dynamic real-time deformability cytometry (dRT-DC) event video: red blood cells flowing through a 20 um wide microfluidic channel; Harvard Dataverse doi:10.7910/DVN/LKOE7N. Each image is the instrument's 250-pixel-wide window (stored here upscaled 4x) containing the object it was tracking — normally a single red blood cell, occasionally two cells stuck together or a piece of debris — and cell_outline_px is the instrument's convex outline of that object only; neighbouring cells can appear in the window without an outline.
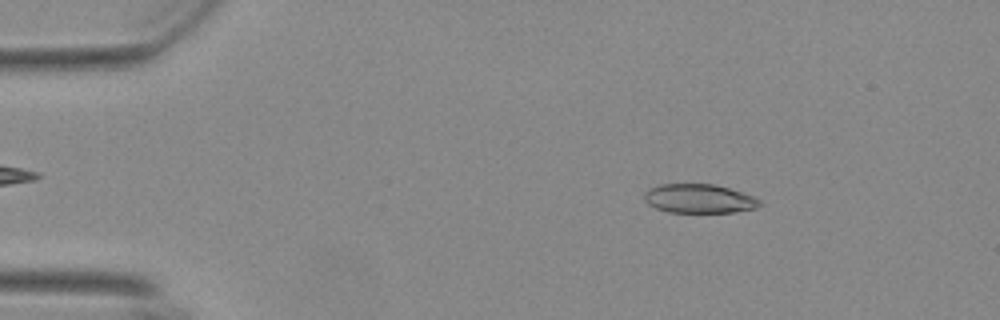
{"species": "Egyptian fruit bat (a non-hibernating species)", "species_latin": "Rousettus aegyptiacus", "temperature_condition": "warm", "stored_images_in_passage": 55, "camera_frame_rate_fps": 3000, "um_per_image_px": 0.085, "animal": {"sex": "female"}, "frame": {"image": 1, "passage_image": 9, "time_ms": 2.667, "image_size_px": [1000, 320], "cell_outline_px": [[760, 204], [756, 208], [732, 212], [668, 212], [656, 208], [648, 204], [644, 200], [644, 192], [648, 188], [660, 184], [712, 184], [728, 188], [752, 196], [760, 200]], "centroid_in_image_um": [59.36, 16.88], "position_along_channel_um": 25.6, "area_um2": 19.36}}
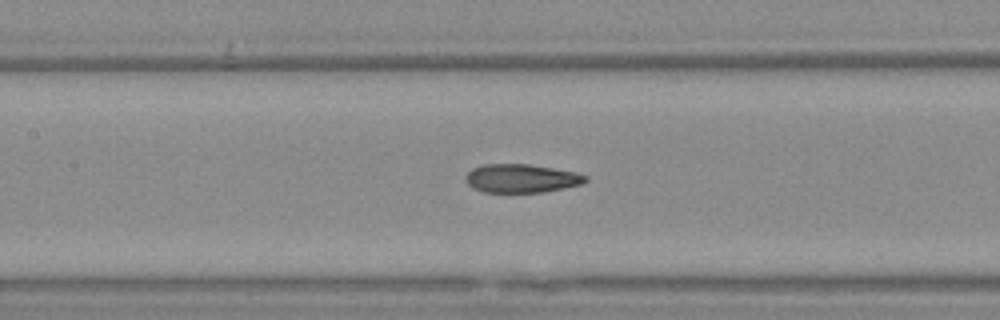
{"frame": {"image": 2, "passage_image": 26, "time_ms": 8.333, "image_size_px": [1000, 320], "cell_outline_px": [[588, 180], [580, 184], [564, 188], [544, 192], [484, 192], [472, 188], [464, 180], [464, 176], [472, 168], [480, 164], [528, 164], [576, 172], [588, 176]], "centroid_in_image_um": [44.28, 15.16], "position_along_channel_um": 163.1, "area_um2": 20.06}}
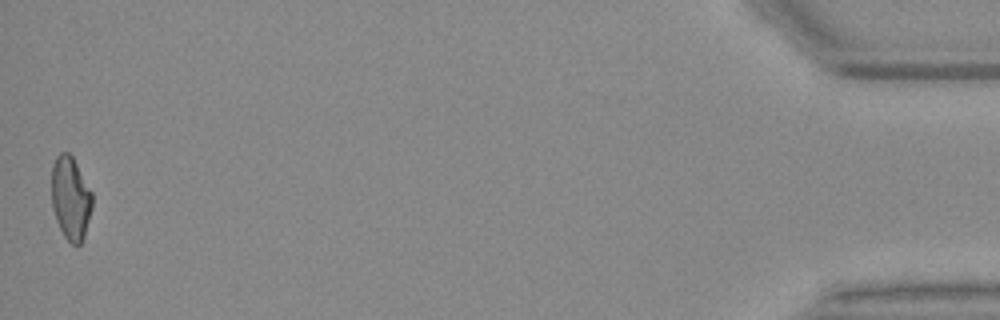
{"frame": {"image": 3, "passage_image": 55, "time_ms": 18.0, "image_size_px": [1000, 320], "cell_outline_px": [[92, 208], [84, 236], [80, 244], [72, 244], [64, 236], [56, 220], [52, 208], [52, 164], [56, 156], [60, 152], [68, 152], [72, 156], [92, 192]], "centroid_in_image_um": [5.99, 16.83], "position_along_channel_um": 429.2, "area_um2": 19.65}, "authors_computed_cell_mechanics": {"area_um2": 20.4612, "velocity_mm_per_s": 3.7279, "shape_relaxation_time_tau1_ms": 6.0233, "shape_relaxation_time_tau2_ms": 2.0209, "deformation_change_tau1": 0.2267, "deformation_change_tau2": 0.1079}}